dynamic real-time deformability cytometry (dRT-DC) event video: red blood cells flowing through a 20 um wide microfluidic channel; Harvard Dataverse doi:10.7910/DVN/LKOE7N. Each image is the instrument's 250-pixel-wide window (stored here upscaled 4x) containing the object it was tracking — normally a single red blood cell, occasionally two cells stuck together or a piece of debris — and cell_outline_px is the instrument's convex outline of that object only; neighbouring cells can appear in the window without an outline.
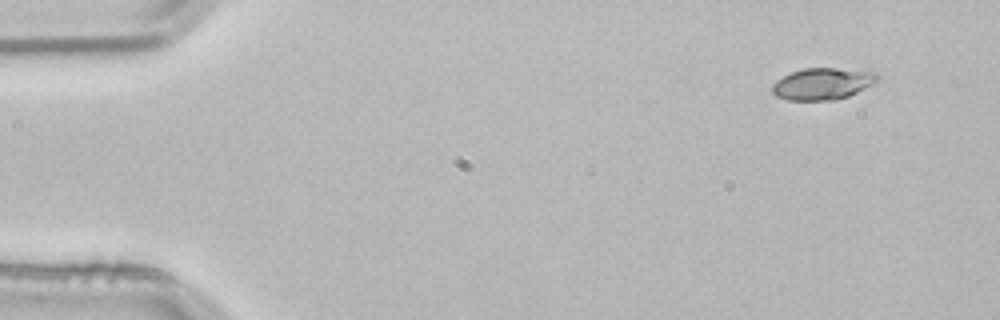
{"species": "common noctule bat (a hibernating species)", "species_latin": "Nyctalus noctula", "temperature_condition": "room temperature", "stored_images_in_passage": 3, "camera_frame_rate_fps": 3000, "um_per_image_px": 0.085, "animal": {"sex": "male", "body_mass_g": 21.5, "forearm_length_mm": 52.0}, "frame": {"image": 1, "passage_image": 1, "time_ms": 0.0, "image_size_px": [1000, 320], "cell_outline_px": [[880, 80], [848, 96], [836, 100], [788, 100], [776, 96], [772, 92], [772, 84], [776, 80], [792, 72], [804, 68], [836, 68], [876, 72], [880, 76]], "centroid_in_image_um": [69.92, 7.12], "position_along_channel_um": 15.1, "area_um2": 19.42}}
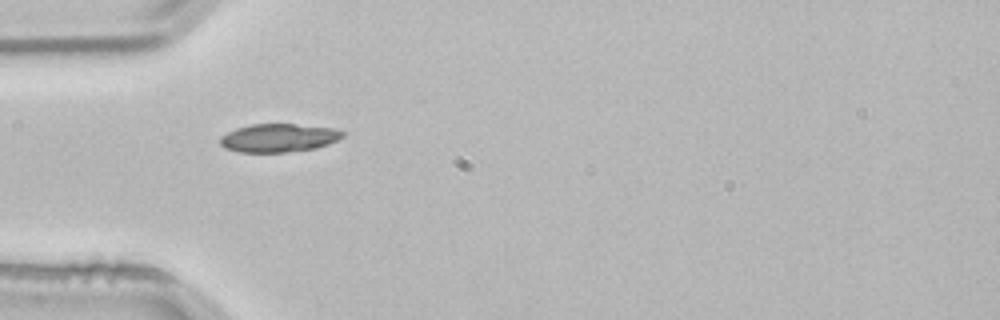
{"frame": {"image": 2, "passage_image": 3, "time_ms": 0.667, "image_size_px": [1000, 320], "cell_outline_px": [[344, 136], [328, 144], [316, 148], [284, 152], [240, 152], [224, 148], [220, 144], [220, 136], [236, 128], [252, 124], [296, 124], [336, 128], [344, 132]], "centroid_in_image_um": [23.68, 11.71], "position_along_channel_um": 61.3, "area_um2": 20.23}}